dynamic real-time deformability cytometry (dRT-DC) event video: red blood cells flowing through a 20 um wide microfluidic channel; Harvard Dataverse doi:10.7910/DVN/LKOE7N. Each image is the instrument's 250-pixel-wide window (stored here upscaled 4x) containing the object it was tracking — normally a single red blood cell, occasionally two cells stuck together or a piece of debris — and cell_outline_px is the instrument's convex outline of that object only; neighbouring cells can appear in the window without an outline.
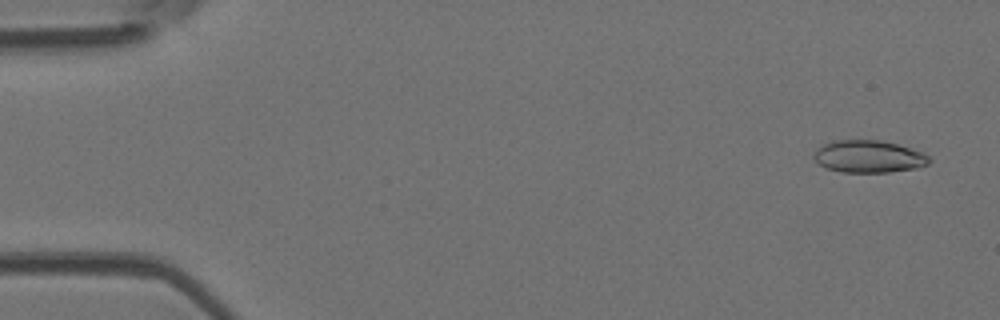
{"species": "Egyptian fruit bat (a non-hibernating species)", "species_latin": "Rousettus aegyptiacus", "temperature_condition": "room temperature", "stored_images_in_passage": 52, "camera_frame_rate_fps": 3000, "um_per_image_px": 0.085, "animal": {"sex": "female"}, "frame": {"image": 1, "passage_image": 3, "time_ms": 0.667, "image_size_px": [1000, 320], "cell_outline_px": [[932, 160], [928, 164], [916, 168], [888, 172], [840, 172], [828, 168], [820, 164], [812, 156], [816, 148], [832, 140], [880, 140], [896, 144], [924, 152]], "centroid_in_image_um": [73.84, 13.3], "position_along_channel_um": 11.2, "area_um2": 21.73}}
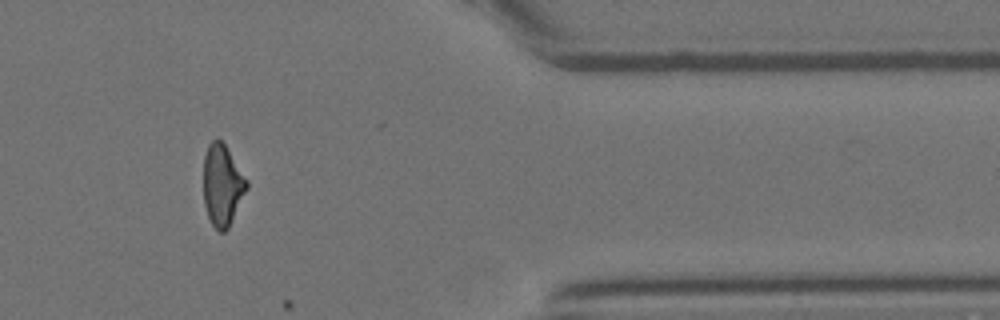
{"frame": {"image": 2, "passage_image": 44, "time_ms": 14.333, "image_size_px": [1000, 320], "cell_outline_px": [[248, 188], [228, 228], [224, 232], [220, 232], [212, 224], [208, 216], [204, 204], [204, 156], [208, 144], [212, 140], [220, 140], [224, 144], [248, 180]], "centroid_in_image_um": [18.9, 15.74], "position_along_channel_um": 392.5, "area_um2": 20.29}}
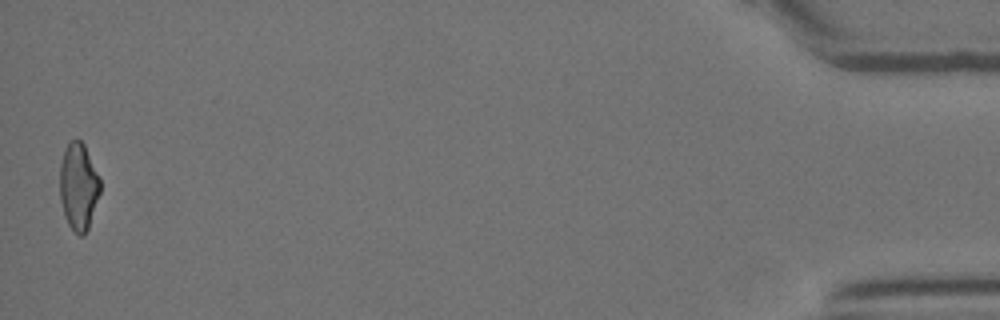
{"frame": {"image": 3, "passage_image": 52, "time_ms": 17.0, "image_size_px": [1000, 320], "cell_outline_px": [[100, 192], [88, 228], [84, 236], [80, 236], [68, 224], [64, 216], [60, 200], [60, 164], [64, 148], [76, 136], [84, 144], [100, 180]], "centroid_in_image_um": [6.65, 15.84], "position_along_channel_um": 428.5, "area_um2": 20.4}}